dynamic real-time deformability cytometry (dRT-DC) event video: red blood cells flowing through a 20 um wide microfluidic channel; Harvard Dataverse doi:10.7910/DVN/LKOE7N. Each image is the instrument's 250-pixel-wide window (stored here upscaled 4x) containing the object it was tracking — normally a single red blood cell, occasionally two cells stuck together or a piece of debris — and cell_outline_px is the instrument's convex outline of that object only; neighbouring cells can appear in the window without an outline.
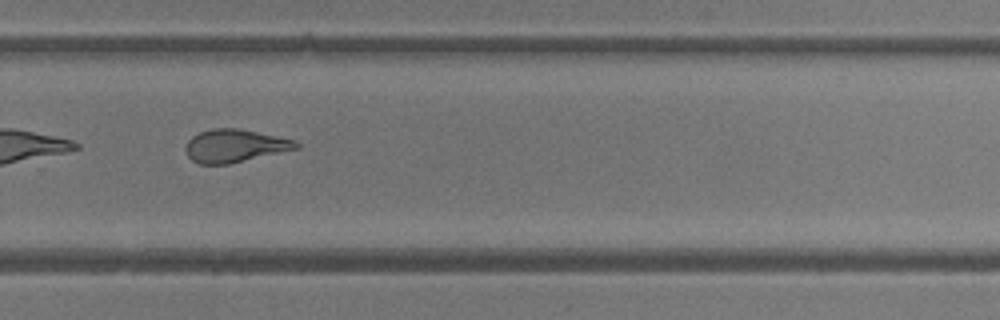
{"species": "common noctule bat (a hibernating species)", "species_latin": "Nyctalus noctula", "temperature_condition": "room temperature", "stored_images_in_passage": 31, "camera_frame_rate_fps": 3000, "um_per_image_px": 0.085, "animal": {"sex": "female"}, "frame": {"image": 1, "passage_image": 18, "time_ms": 5.667, "image_size_px": [1000, 320], "cell_outline_px": [[300, 148], [228, 164], [200, 164], [192, 160], [188, 156], [184, 148], [188, 140], [192, 136], [200, 132], [212, 128], [240, 128], [296, 140], [300, 144]], "centroid_in_image_um": [19.96, 12.38], "position_along_channel_um": 309.8, "area_um2": 21.27}}